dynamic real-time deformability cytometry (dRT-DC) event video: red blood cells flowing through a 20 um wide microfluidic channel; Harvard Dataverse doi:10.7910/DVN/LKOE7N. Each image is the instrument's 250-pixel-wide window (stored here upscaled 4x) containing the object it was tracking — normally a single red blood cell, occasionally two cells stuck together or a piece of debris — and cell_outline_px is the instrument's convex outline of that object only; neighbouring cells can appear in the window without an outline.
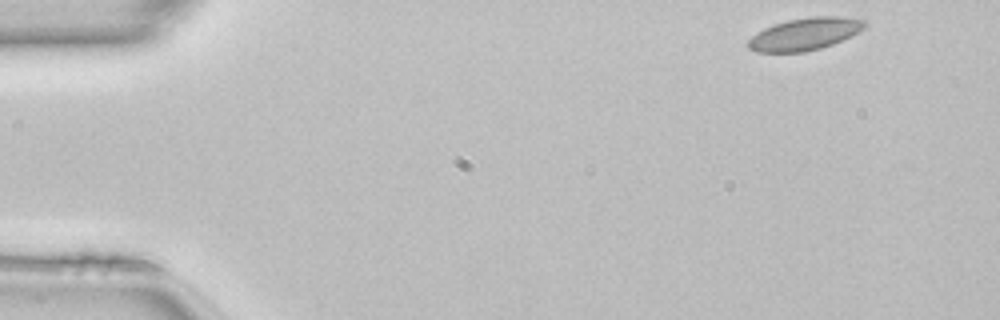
{"species": "common noctule bat (a hibernating species)", "species_latin": "Nyctalus noctula", "temperature_condition": "room temperature", "stored_images_in_passage": 47, "camera_frame_rate_fps": 3000, "um_per_image_px": 0.085, "animal": {"sex": "female", "body_mass_g": 22.7, "forearm_length_mm": 54.2}, "frame": {"image": 1, "passage_image": 1, "time_ms": 0.0, "image_size_px": [1000, 320], "cell_outline_px": [[868, 24], [864, 28], [832, 44], [820, 48], [804, 52], [756, 52], [748, 48], [748, 40], [756, 32], [764, 28], [788, 20], [812, 16], [840, 16], [864, 20]], "centroid_in_image_um": [68.38, 2.89], "position_along_channel_um": 16.6, "area_um2": 21.68}}
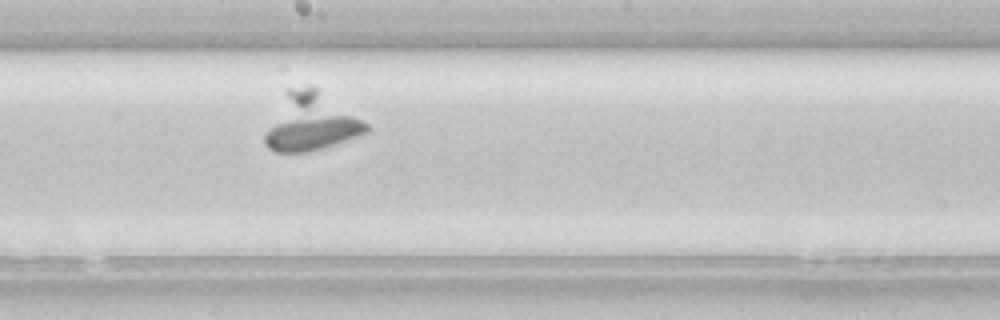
{"frame": {"image": 2, "passage_image": 24, "time_ms": 7.667, "image_size_px": [1000, 320], "cell_outline_px": [[368, 132], [308, 152], [276, 152], [268, 148], [264, 144], [264, 136], [284, 92], [288, 88], [308, 84], [312, 84], [368, 124]], "centroid_in_image_um": [26.38, 10.35], "position_along_channel_um": 221.8, "area_um2": 33.58}}
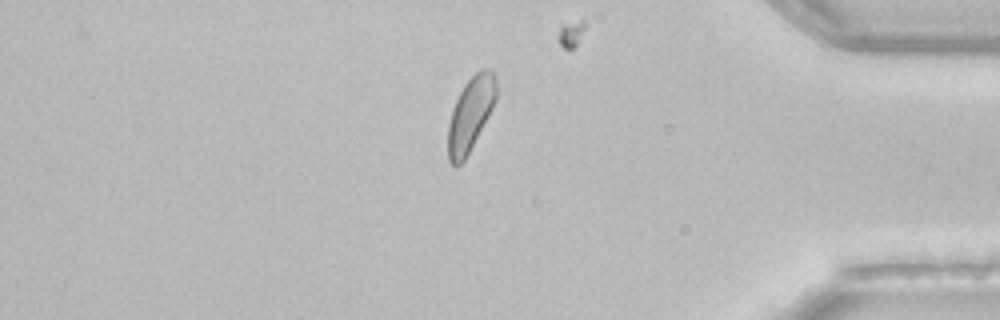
{"frame": {"image": 3, "passage_image": 39, "time_ms": 12.667, "image_size_px": [1000, 320], "cell_outline_px": [[496, 100], [488, 116], [464, 160], [456, 168], [448, 160], [448, 124], [452, 108], [464, 84], [480, 68], [492, 68], [496, 80]], "centroid_in_image_um": [39.98, 9.67], "position_along_channel_um": 395.2, "area_um2": 20.63}}